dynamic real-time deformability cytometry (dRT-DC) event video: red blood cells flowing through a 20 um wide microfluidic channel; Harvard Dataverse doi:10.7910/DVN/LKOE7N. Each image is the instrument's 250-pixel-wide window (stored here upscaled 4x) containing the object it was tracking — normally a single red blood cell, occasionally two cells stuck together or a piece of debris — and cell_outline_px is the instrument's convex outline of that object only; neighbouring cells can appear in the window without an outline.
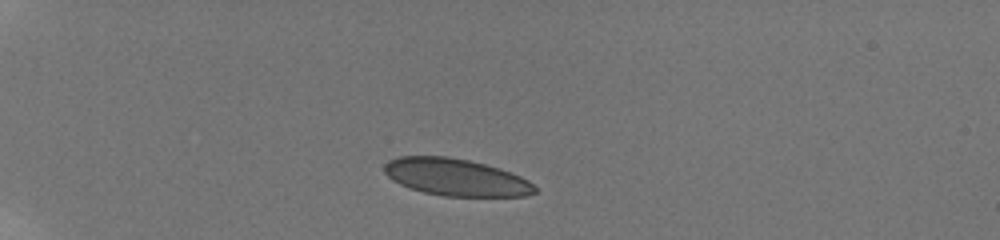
{"species": "human", "species_latin": "Homo sapiens", "temperature_condition": "room temperature", "stored_images_in_passage": 4, "camera_frame_rate_fps": 3000, "um_per_image_px": 0.085, "donor": {"sex": "male"}, "frame": {"image": 1, "passage_image": 2, "time_ms": 1.0, "image_size_px": [1000, 240], "cell_outline_px": [[536, 192], [524, 196], [444, 196], [424, 192], [408, 188], [392, 180], [384, 172], [384, 164], [388, 160], [400, 156], [448, 156], [468, 160], [500, 168], [520, 176], [528, 180], [536, 188]], "centroid_in_image_um": [38.72, 15.06], "position_along_channel_um": 46.3, "area_um2": 32.54}}